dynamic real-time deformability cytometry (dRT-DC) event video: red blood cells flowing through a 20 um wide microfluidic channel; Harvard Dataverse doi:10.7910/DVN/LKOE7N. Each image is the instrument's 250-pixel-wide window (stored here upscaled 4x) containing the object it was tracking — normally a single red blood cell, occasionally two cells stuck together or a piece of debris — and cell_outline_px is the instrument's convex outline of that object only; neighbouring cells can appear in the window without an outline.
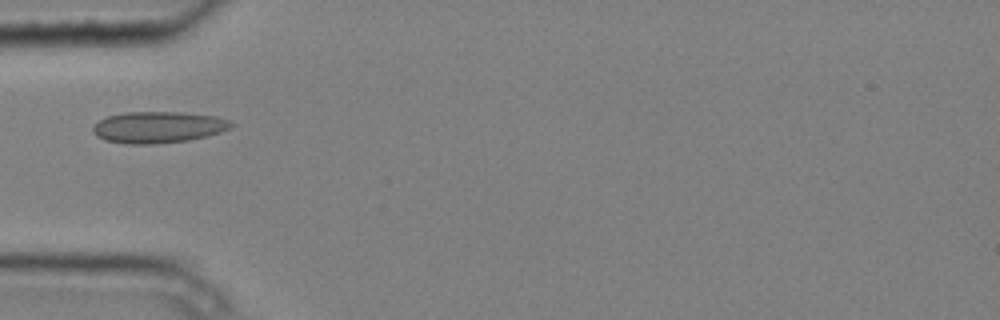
{"species": "common noctule bat (a hibernating species)", "species_latin": "Nyctalus noctula", "temperature_condition": "cold", "stored_images_in_passage": 4, "camera_frame_rate_fps": 3000, "um_per_image_px": 0.085, "animal": {"sex": "male", "body_mass_g": 20.4}, "frame": {"image": 1, "passage_image": 4, "time_ms": 1.0, "image_size_px": [1000, 320], "cell_outline_px": [[236, 124], [232, 128], [220, 132], [188, 140], [156, 144], [124, 144], [104, 140], [96, 136], [92, 132], [92, 128], [100, 120], [108, 116], [124, 112], [180, 112], [216, 116], [228, 120]], "centroid_in_image_um": [13.44, 10.82], "position_along_channel_um": 71.6, "area_um2": 25.43}}